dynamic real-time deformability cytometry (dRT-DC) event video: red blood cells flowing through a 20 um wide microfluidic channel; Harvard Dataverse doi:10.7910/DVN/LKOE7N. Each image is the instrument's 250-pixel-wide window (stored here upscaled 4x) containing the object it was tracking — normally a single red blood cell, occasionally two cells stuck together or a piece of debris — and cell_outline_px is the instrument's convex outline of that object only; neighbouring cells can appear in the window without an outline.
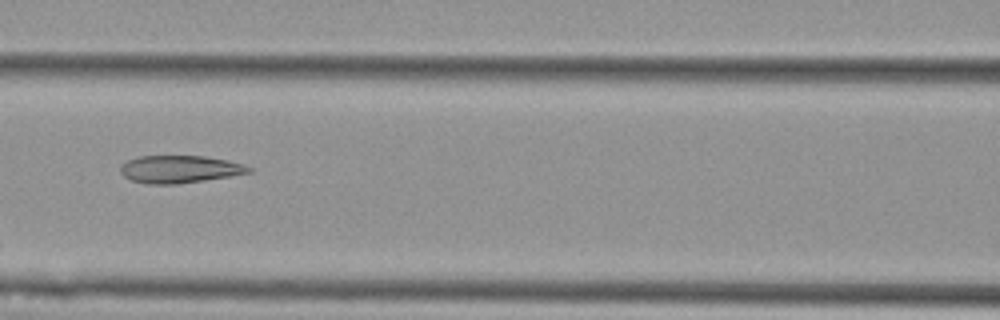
{"species": "Egyptian fruit bat (a non-hibernating species)", "species_latin": "Rousettus aegyptiacus", "temperature_condition": "cold", "stored_images_in_passage": 3, "camera_frame_rate_fps": 3000, "um_per_image_px": 0.085, "animal": {"sex": "female"}, "frame": {"image": 1, "passage_image": 3, "time_ms": 2.333, "image_size_px": [1000, 320], "cell_outline_px": [[252, 172], [232, 176], [176, 184], [148, 184], [132, 180], [124, 176], [120, 172], [120, 168], [128, 160], [136, 156], [204, 156], [228, 160], [244, 164], [252, 168]], "centroid_in_image_um": [15.3, 14.38], "position_along_channel_um": 151.3, "area_um2": 20.58}}